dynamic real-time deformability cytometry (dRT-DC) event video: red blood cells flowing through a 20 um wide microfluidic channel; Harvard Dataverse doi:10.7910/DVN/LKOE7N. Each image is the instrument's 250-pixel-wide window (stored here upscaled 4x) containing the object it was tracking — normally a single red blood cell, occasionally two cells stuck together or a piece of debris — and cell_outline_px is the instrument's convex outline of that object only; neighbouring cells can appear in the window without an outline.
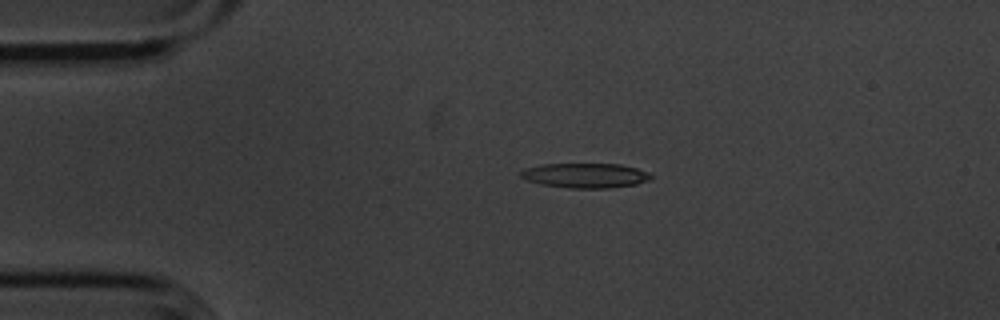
{"species": "common noctule bat (a hibernating species)", "species_latin": "Nyctalus noctula", "temperature_condition": "cold", "stored_images_in_passage": 44, "camera_frame_rate_fps": 3000, "um_per_image_px": 0.085, "animal": {"sex": "male", "body_mass_g": 20.1, "forearm_length_mm": 53.5}, "frame": {"image": 1, "passage_image": 1, "time_ms": 0.0, "image_size_px": [1000, 320], "cell_outline_px": [[652, 176], [648, 180], [636, 184], [612, 188], [568, 188], [540, 184], [528, 180], [520, 176], [520, 172], [524, 168], [544, 164], [620, 164], [636, 168], [648, 172]], "centroid_in_image_um": [49.74, 14.92], "position_along_channel_um": 35.3, "area_um2": 18.73}}
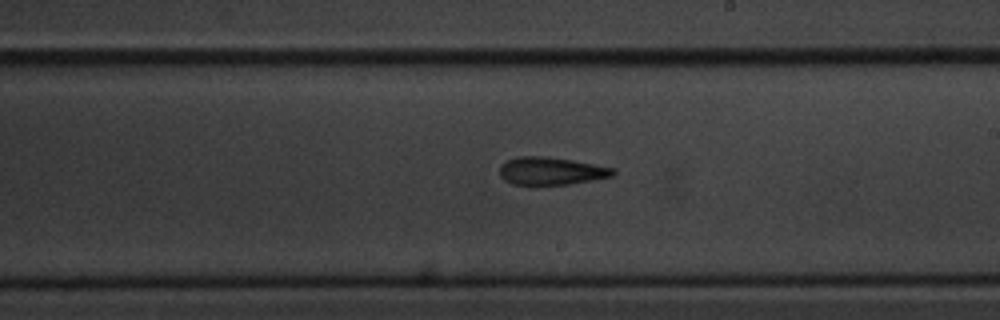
{"frame": {"image": 2, "passage_image": 21, "time_ms": 6.667, "image_size_px": [1000, 320], "cell_outline_px": [[616, 172], [612, 176], [592, 180], [568, 184], [536, 188], [528, 188], [512, 184], [504, 180], [500, 176], [500, 164], [516, 156], [544, 156], [572, 160], [616, 168]], "centroid_in_image_um": [46.78, 14.58], "position_along_channel_um": 242.2, "area_um2": 19.19}}
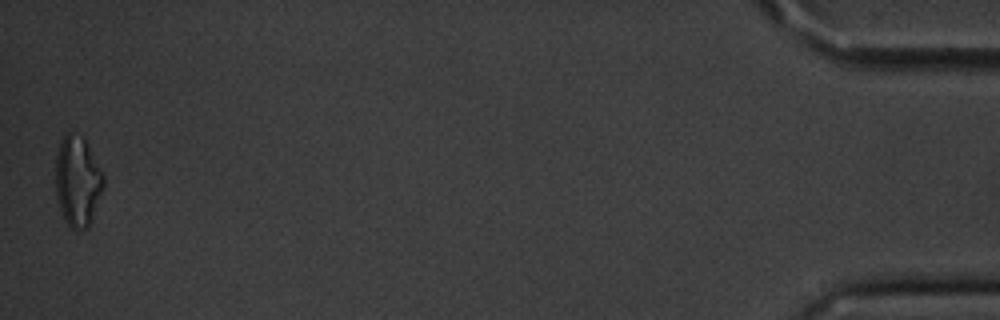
{"frame": {"image": 3, "passage_image": 44, "time_ms": 14.333, "image_size_px": [1000, 320], "cell_outline_px": [[104, 184], [88, 228], [76, 232], [68, 228], [64, 220], [56, 196], [56, 156], [60, 140], [64, 132], [68, 132], [84, 136], [104, 176]], "centroid_in_image_um": [6.57, 15.4], "position_along_channel_um": 428.6, "area_um2": 25.49}, "authors_computed_cell_mechanics": {"area_um2": 19.3341, "velocity_mm_per_s": 3.6206, "shape_relaxation_time_tau1_ms": 4.3544, "shape_relaxation_time_tau2_ms": 4.9646, "deformation_change_tau1": 0.1307, "deformation_change_tau2": 0.172}}